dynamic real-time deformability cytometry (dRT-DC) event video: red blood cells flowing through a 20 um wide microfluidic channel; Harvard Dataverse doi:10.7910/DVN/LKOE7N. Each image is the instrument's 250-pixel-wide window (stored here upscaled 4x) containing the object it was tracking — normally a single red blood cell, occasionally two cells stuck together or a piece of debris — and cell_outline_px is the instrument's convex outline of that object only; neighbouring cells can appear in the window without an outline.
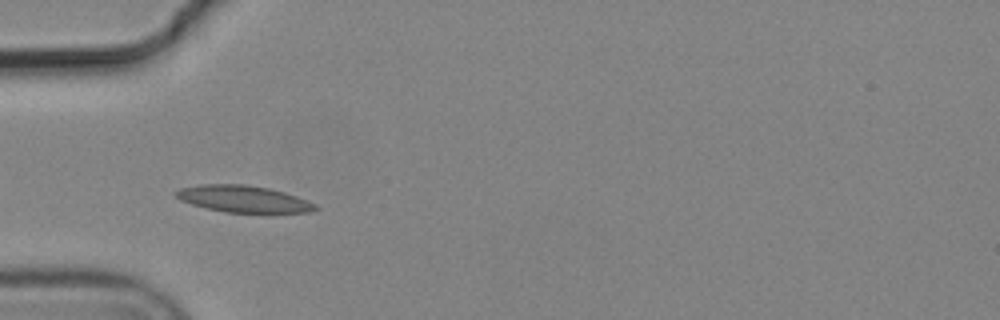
{"species": "common noctule bat (a hibernating species)", "species_latin": "Nyctalus noctula", "temperature_condition": "cold", "stored_images_in_passage": 5, "camera_frame_rate_fps": 3000, "um_per_image_px": 0.085, "animal": {"sex": "male", "body_mass_g": 19.2, "forearm_length_mm": 51.8}, "frame": {"image": 1, "passage_image": 4, "time_ms": 1.0, "image_size_px": [1000, 320], "cell_outline_px": [[320, 208], [308, 212], [224, 212], [192, 204], [180, 200], [172, 192], [180, 188], [200, 184], [244, 184], [268, 188], [284, 192], [316, 204]], "centroid_in_image_um": [20.64, 16.9], "position_along_channel_um": 64.4, "area_um2": 21.5}}
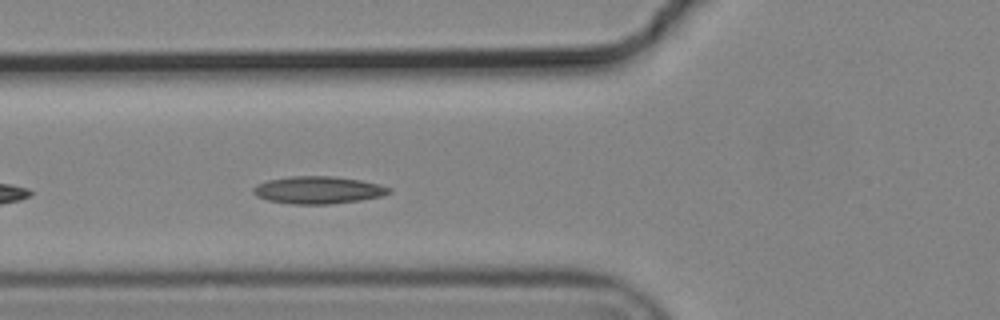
{"frame": {"image": 2, "passage_image": 5, "time_ms": 1.333, "image_size_px": [1000, 320], "cell_outline_px": [[392, 192], [380, 196], [360, 200], [332, 204], [292, 204], [268, 200], [256, 196], [252, 192], [252, 188], [256, 184], [268, 180], [292, 176], [332, 176], [360, 180], [392, 188]], "centroid_in_image_um": [27.01, 16.15], "position_along_channel_um": 98.8, "area_um2": 21.62}}